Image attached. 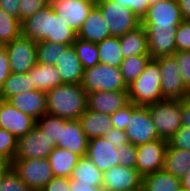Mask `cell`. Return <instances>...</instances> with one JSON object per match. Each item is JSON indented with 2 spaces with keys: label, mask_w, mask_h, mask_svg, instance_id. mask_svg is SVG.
Here are the masks:
<instances>
[{
  "label": "cell",
  "mask_w": 190,
  "mask_h": 191,
  "mask_svg": "<svg viewBox=\"0 0 190 191\" xmlns=\"http://www.w3.org/2000/svg\"><path fill=\"white\" fill-rule=\"evenodd\" d=\"M47 113L78 120L87 109V92L80 84H62L46 93Z\"/></svg>",
  "instance_id": "obj_1"
},
{
  "label": "cell",
  "mask_w": 190,
  "mask_h": 191,
  "mask_svg": "<svg viewBox=\"0 0 190 191\" xmlns=\"http://www.w3.org/2000/svg\"><path fill=\"white\" fill-rule=\"evenodd\" d=\"M129 102L147 106L164 100L161 92V72L156 59H150L142 74L128 85Z\"/></svg>",
  "instance_id": "obj_2"
},
{
  "label": "cell",
  "mask_w": 190,
  "mask_h": 191,
  "mask_svg": "<svg viewBox=\"0 0 190 191\" xmlns=\"http://www.w3.org/2000/svg\"><path fill=\"white\" fill-rule=\"evenodd\" d=\"M80 85L87 93L128 90L120 68L101 63L84 70Z\"/></svg>",
  "instance_id": "obj_3"
},
{
  "label": "cell",
  "mask_w": 190,
  "mask_h": 191,
  "mask_svg": "<svg viewBox=\"0 0 190 191\" xmlns=\"http://www.w3.org/2000/svg\"><path fill=\"white\" fill-rule=\"evenodd\" d=\"M147 107L160 138L169 140L182 126L181 100L164 99Z\"/></svg>",
  "instance_id": "obj_4"
},
{
  "label": "cell",
  "mask_w": 190,
  "mask_h": 191,
  "mask_svg": "<svg viewBox=\"0 0 190 191\" xmlns=\"http://www.w3.org/2000/svg\"><path fill=\"white\" fill-rule=\"evenodd\" d=\"M107 22L110 35L121 37L141 25V20L127 7L110 1H99L96 4Z\"/></svg>",
  "instance_id": "obj_5"
},
{
  "label": "cell",
  "mask_w": 190,
  "mask_h": 191,
  "mask_svg": "<svg viewBox=\"0 0 190 191\" xmlns=\"http://www.w3.org/2000/svg\"><path fill=\"white\" fill-rule=\"evenodd\" d=\"M161 72V92L163 99H187L189 90L184 86L178 62L174 55L156 58Z\"/></svg>",
  "instance_id": "obj_6"
},
{
  "label": "cell",
  "mask_w": 190,
  "mask_h": 191,
  "mask_svg": "<svg viewBox=\"0 0 190 191\" xmlns=\"http://www.w3.org/2000/svg\"><path fill=\"white\" fill-rule=\"evenodd\" d=\"M11 166L32 191H41L54 177L48 158L13 160Z\"/></svg>",
  "instance_id": "obj_7"
},
{
  "label": "cell",
  "mask_w": 190,
  "mask_h": 191,
  "mask_svg": "<svg viewBox=\"0 0 190 191\" xmlns=\"http://www.w3.org/2000/svg\"><path fill=\"white\" fill-rule=\"evenodd\" d=\"M125 132L128 141L135 146L155 139H161L156 131L147 106L133 104V112L128 117Z\"/></svg>",
  "instance_id": "obj_8"
},
{
  "label": "cell",
  "mask_w": 190,
  "mask_h": 191,
  "mask_svg": "<svg viewBox=\"0 0 190 191\" xmlns=\"http://www.w3.org/2000/svg\"><path fill=\"white\" fill-rule=\"evenodd\" d=\"M4 46L12 73H28L37 64V42L21 35Z\"/></svg>",
  "instance_id": "obj_9"
},
{
  "label": "cell",
  "mask_w": 190,
  "mask_h": 191,
  "mask_svg": "<svg viewBox=\"0 0 190 191\" xmlns=\"http://www.w3.org/2000/svg\"><path fill=\"white\" fill-rule=\"evenodd\" d=\"M55 147V141H51L39 127L35 126L26 135L18 138L14 160L48 158Z\"/></svg>",
  "instance_id": "obj_10"
},
{
  "label": "cell",
  "mask_w": 190,
  "mask_h": 191,
  "mask_svg": "<svg viewBox=\"0 0 190 191\" xmlns=\"http://www.w3.org/2000/svg\"><path fill=\"white\" fill-rule=\"evenodd\" d=\"M167 147L168 140L162 138L136 146L135 168L142 177L163 170Z\"/></svg>",
  "instance_id": "obj_11"
},
{
  "label": "cell",
  "mask_w": 190,
  "mask_h": 191,
  "mask_svg": "<svg viewBox=\"0 0 190 191\" xmlns=\"http://www.w3.org/2000/svg\"><path fill=\"white\" fill-rule=\"evenodd\" d=\"M147 33L151 59L176 53V30L178 26H144Z\"/></svg>",
  "instance_id": "obj_12"
},
{
  "label": "cell",
  "mask_w": 190,
  "mask_h": 191,
  "mask_svg": "<svg viewBox=\"0 0 190 191\" xmlns=\"http://www.w3.org/2000/svg\"><path fill=\"white\" fill-rule=\"evenodd\" d=\"M183 21L177 0L151 4L141 20L142 26H178Z\"/></svg>",
  "instance_id": "obj_13"
},
{
  "label": "cell",
  "mask_w": 190,
  "mask_h": 191,
  "mask_svg": "<svg viewBox=\"0 0 190 191\" xmlns=\"http://www.w3.org/2000/svg\"><path fill=\"white\" fill-rule=\"evenodd\" d=\"M141 186L142 176L136 168L117 165L103 173L102 188L105 191H127Z\"/></svg>",
  "instance_id": "obj_14"
},
{
  "label": "cell",
  "mask_w": 190,
  "mask_h": 191,
  "mask_svg": "<svg viewBox=\"0 0 190 191\" xmlns=\"http://www.w3.org/2000/svg\"><path fill=\"white\" fill-rule=\"evenodd\" d=\"M36 126V120L19 111L6 100L0 99V129H5L19 138Z\"/></svg>",
  "instance_id": "obj_15"
},
{
  "label": "cell",
  "mask_w": 190,
  "mask_h": 191,
  "mask_svg": "<svg viewBox=\"0 0 190 191\" xmlns=\"http://www.w3.org/2000/svg\"><path fill=\"white\" fill-rule=\"evenodd\" d=\"M129 103L128 90L87 93V109L111 115Z\"/></svg>",
  "instance_id": "obj_16"
},
{
  "label": "cell",
  "mask_w": 190,
  "mask_h": 191,
  "mask_svg": "<svg viewBox=\"0 0 190 191\" xmlns=\"http://www.w3.org/2000/svg\"><path fill=\"white\" fill-rule=\"evenodd\" d=\"M94 5L86 0H62L54 3L53 8L66 26L78 33Z\"/></svg>",
  "instance_id": "obj_17"
},
{
  "label": "cell",
  "mask_w": 190,
  "mask_h": 191,
  "mask_svg": "<svg viewBox=\"0 0 190 191\" xmlns=\"http://www.w3.org/2000/svg\"><path fill=\"white\" fill-rule=\"evenodd\" d=\"M89 139L86 137L78 120L61 118L60 139L56 147L64 148L80 157L86 156Z\"/></svg>",
  "instance_id": "obj_18"
},
{
  "label": "cell",
  "mask_w": 190,
  "mask_h": 191,
  "mask_svg": "<svg viewBox=\"0 0 190 191\" xmlns=\"http://www.w3.org/2000/svg\"><path fill=\"white\" fill-rule=\"evenodd\" d=\"M86 156L102 173L119 165L116 147L104 137L89 140Z\"/></svg>",
  "instance_id": "obj_19"
},
{
  "label": "cell",
  "mask_w": 190,
  "mask_h": 191,
  "mask_svg": "<svg viewBox=\"0 0 190 191\" xmlns=\"http://www.w3.org/2000/svg\"><path fill=\"white\" fill-rule=\"evenodd\" d=\"M6 101L35 120L47 113L46 93L43 91L30 90L12 95Z\"/></svg>",
  "instance_id": "obj_20"
},
{
  "label": "cell",
  "mask_w": 190,
  "mask_h": 191,
  "mask_svg": "<svg viewBox=\"0 0 190 191\" xmlns=\"http://www.w3.org/2000/svg\"><path fill=\"white\" fill-rule=\"evenodd\" d=\"M55 68L61 76L63 84H80L83 78V66L73 45L61 52Z\"/></svg>",
  "instance_id": "obj_21"
},
{
  "label": "cell",
  "mask_w": 190,
  "mask_h": 191,
  "mask_svg": "<svg viewBox=\"0 0 190 191\" xmlns=\"http://www.w3.org/2000/svg\"><path fill=\"white\" fill-rule=\"evenodd\" d=\"M110 36L107 22L100 8L94 5L78 31L77 38L97 44Z\"/></svg>",
  "instance_id": "obj_22"
},
{
  "label": "cell",
  "mask_w": 190,
  "mask_h": 191,
  "mask_svg": "<svg viewBox=\"0 0 190 191\" xmlns=\"http://www.w3.org/2000/svg\"><path fill=\"white\" fill-rule=\"evenodd\" d=\"M53 5L47 4L36 14L30 16L21 22L22 36L39 42L48 38L49 11Z\"/></svg>",
  "instance_id": "obj_23"
},
{
  "label": "cell",
  "mask_w": 190,
  "mask_h": 191,
  "mask_svg": "<svg viewBox=\"0 0 190 191\" xmlns=\"http://www.w3.org/2000/svg\"><path fill=\"white\" fill-rule=\"evenodd\" d=\"M81 128L86 137L90 140L96 137H103L109 130L113 129L110 115L86 109L78 118Z\"/></svg>",
  "instance_id": "obj_24"
},
{
  "label": "cell",
  "mask_w": 190,
  "mask_h": 191,
  "mask_svg": "<svg viewBox=\"0 0 190 191\" xmlns=\"http://www.w3.org/2000/svg\"><path fill=\"white\" fill-rule=\"evenodd\" d=\"M36 90L47 93L63 84L55 66L38 63L27 73Z\"/></svg>",
  "instance_id": "obj_25"
},
{
  "label": "cell",
  "mask_w": 190,
  "mask_h": 191,
  "mask_svg": "<svg viewBox=\"0 0 190 191\" xmlns=\"http://www.w3.org/2000/svg\"><path fill=\"white\" fill-rule=\"evenodd\" d=\"M119 41L123 58L136 55H150L146 29L142 25L119 37Z\"/></svg>",
  "instance_id": "obj_26"
},
{
  "label": "cell",
  "mask_w": 190,
  "mask_h": 191,
  "mask_svg": "<svg viewBox=\"0 0 190 191\" xmlns=\"http://www.w3.org/2000/svg\"><path fill=\"white\" fill-rule=\"evenodd\" d=\"M80 156L71 151L55 147L49 154L48 161L54 177H70L72 169L76 166Z\"/></svg>",
  "instance_id": "obj_27"
},
{
  "label": "cell",
  "mask_w": 190,
  "mask_h": 191,
  "mask_svg": "<svg viewBox=\"0 0 190 191\" xmlns=\"http://www.w3.org/2000/svg\"><path fill=\"white\" fill-rule=\"evenodd\" d=\"M102 178L103 173L87 156L79 158L69 177L70 180H78V183L90 184L91 187H102Z\"/></svg>",
  "instance_id": "obj_28"
},
{
  "label": "cell",
  "mask_w": 190,
  "mask_h": 191,
  "mask_svg": "<svg viewBox=\"0 0 190 191\" xmlns=\"http://www.w3.org/2000/svg\"><path fill=\"white\" fill-rule=\"evenodd\" d=\"M77 38L75 33L66 23L59 18L54 8L49 11L48 38L45 41L53 43L73 45Z\"/></svg>",
  "instance_id": "obj_29"
},
{
  "label": "cell",
  "mask_w": 190,
  "mask_h": 191,
  "mask_svg": "<svg viewBox=\"0 0 190 191\" xmlns=\"http://www.w3.org/2000/svg\"><path fill=\"white\" fill-rule=\"evenodd\" d=\"M181 186L180 178L164 170L156 171L142 177L144 191H178Z\"/></svg>",
  "instance_id": "obj_30"
},
{
  "label": "cell",
  "mask_w": 190,
  "mask_h": 191,
  "mask_svg": "<svg viewBox=\"0 0 190 191\" xmlns=\"http://www.w3.org/2000/svg\"><path fill=\"white\" fill-rule=\"evenodd\" d=\"M188 169H190V150H182L168 145L163 170L181 179Z\"/></svg>",
  "instance_id": "obj_31"
},
{
  "label": "cell",
  "mask_w": 190,
  "mask_h": 191,
  "mask_svg": "<svg viewBox=\"0 0 190 191\" xmlns=\"http://www.w3.org/2000/svg\"><path fill=\"white\" fill-rule=\"evenodd\" d=\"M99 63L120 68L123 61L119 37L110 36L97 43Z\"/></svg>",
  "instance_id": "obj_32"
},
{
  "label": "cell",
  "mask_w": 190,
  "mask_h": 191,
  "mask_svg": "<svg viewBox=\"0 0 190 191\" xmlns=\"http://www.w3.org/2000/svg\"><path fill=\"white\" fill-rule=\"evenodd\" d=\"M35 89L36 87L32 84V80L27 73L11 72L0 88V99L7 100L12 95L25 93Z\"/></svg>",
  "instance_id": "obj_33"
},
{
  "label": "cell",
  "mask_w": 190,
  "mask_h": 191,
  "mask_svg": "<svg viewBox=\"0 0 190 191\" xmlns=\"http://www.w3.org/2000/svg\"><path fill=\"white\" fill-rule=\"evenodd\" d=\"M22 35L21 21L0 9V46H4Z\"/></svg>",
  "instance_id": "obj_34"
},
{
  "label": "cell",
  "mask_w": 190,
  "mask_h": 191,
  "mask_svg": "<svg viewBox=\"0 0 190 191\" xmlns=\"http://www.w3.org/2000/svg\"><path fill=\"white\" fill-rule=\"evenodd\" d=\"M150 59V55H136L123 59L120 65V71L127 85H130L142 74Z\"/></svg>",
  "instance_id": "obj_35"
},
{
  "label": "cell",
  "mask_w": 190,
  "mask_h": 191,
  "mask_svg": "<svg viewBox=\"0 0 190 191\" xmlns=\"http://www.w3.org/2000/svg\"><path fill=\"white\" fill-rule=\"evenodd\" d=\"M73 46L84 70L99 64L97 44L76 38Z\"/></svg>",
  "instance_id": "obj_36"
},
{
  "label": "cell",
  "mask_w": 190,
  "mask_h": 191,
  "mask_svg": "<svg viewBox=\"0 0 190 191\" xmlns=\"http://www.w3.org/2000/svg\"><path fill=\"white\" fill-rule=\"evenodd\" d=\"M68 45L53 43L50 41L37 42V62L55 66L61 52H64Z\"/></svg>",
  "instance_id": "obj_37"
},
{
  "label": "cell",
  "mask_w": 190,
  "mask_h": 191,
  "mask_svg": "<svg viewBox=\"0 0 190 191\" xmlns=\"http://www.w3.org/2000/svg\"><path fill=\"white\" fill-rule=\"evenodd\" d=\"M36 126L39 127L51 141H55V144L58 142V139H60L61 117L48 113L43 114L36 120Z\"/></svg>",
  "instance_id": "obj_38"
},
{
  "label": "cell",
  "mask_w": 190,
  "mask_h": 191,
  "mask_svg": "<svg viewBox=\"0 0 190 191\" xmlns=\"http://www.w3.org/2000/svg\"><path fill=\"white\" fill-rule=\"evenodd\" d=\"M18 138L5 129H0V159L14 160L17 151Z\"/></svg>",
  "instance_id": "obj_39"
},
{
  "label": "cell",
  "mask_w": 190,
  "mask_h": 191,
  "mask_svg": "<svg viewBox=\"0 0 190 191\" xmlns=\"http://www.w3.org/2000/svg\"><path fill=\"white\" fill-rule=\"evenodd\" d=\"M0 191H32L19 177L12 166L4 174L1 183Z\"/></svg>",
  "instance_id": "obj_40"
},
{
  "label": "cell",
  "mask_w": 190,
  "mask_h": 191,
  "mask_svg": "<svg viewBox=\"0 0 190 191\" xmlns=\"http://www.w3.org/2000/svg\"><path fill=\"white\" fill-rule=\"evenodd\" d=\"M119 165L135 168L137 151L136 146L129 143L119 145L117 148Z\"/></svg>",
  "instance_id": "obj_41"
},
{
  "label": "cell",
  "mask_w": 190,
  "mask_h": 191,
  "mask_svg": "<svg viewBox=\"0 0 190 191\" xmlns=\"http://www.w3.org/2000/svg\"><path fill=\"white\" fill-rule=\"evenodd\" d=\"M176 52L190 51V21H182L176 30Z\"/></svg>",
  "instance_id": "obj_42"
},
{
  "label": "cell",
  "mask_w": 190,
  "mask_h": 191,
  "mask_svg": "<svg viewBox=\"0 0 190 191\" xmlns=\"http://www.w3.org/2000/svg\"><path fill=\"white\" fill-rule=\"evenodd\" d=\"M174 56L178 62L183 84L190 91V51H179Z\"/></svg>",
  "instance_id": "obj_43"
},
{
  "label": "cell",
  "mask_w": 190,
  "mask_h": 191,
  "mask_svg": "<svg viewBox=\"0 0 190 191\" xmlns=\"http://www.w3.org/2000/svg\"><path fill=\"white\" fill-rule=\"evenodd\" d=\"M47 4V0H20L19 20L33 16Z\"/></svg>",
  "instance_id": "obj_44"
},
{
  "label": "cell",
  "mask_w": 190,
  "mask_h": 191,
  "mask_svg": "<svg viewBox=\"0 0 190 191\" xmlns=\"http://www.w3.org/2000/svg\"><path fill=\"white\" fill-rule=\"evenodd\" d=\"M132 112L133 103L129 102L123 108L111 114L110 118L113 128L125 131L127 128L128 117L131 116Z\"/></svg>",
  "instance_id": "obj_45"
},
{
  "label": "cell",
  "mask_w": 190,
  "mask_h": 191,
  "mask_svg": "<svg viewBox=\"0 0 190 191\" xmlns=\"http://www.w3.org/2000/svg\"><path fill=\"white\" fill-rule=\"evenodd\" d=\"M99 1H110V2H116L119 3L120 6H125L128 9H130L139 20H142V18L146 15L149 2L148 0H99Z\"/></svg>",
  "instance_id": "obj_46"
},
{
  "label": "cell",
  "mask_w": 190,
  "mask_h": 191,
  "mask_svg": "<svg viewBox=\"0 0 190 191\" xmlns=\"http://www.w3.org/2000/svg\"><path fill=\"white\" fill-rule=\"evenodd\" d=\"M168 145L182 150H190V128L181 126L168 140Z\"/></svg>",
  "instance_id": "obj_47"
},
{
  "label": "cell",
  "mask_w": 190,
  "mask_h": 191,
  "mask_svg": "<svg viewBox=\"0 0 190 191\" xmlns=\"http://www.w3.org/2000/svg\"><path fill=\"white\" fill-rule=\"evenodd\" d=\"M68 177H53L41 191H70Z\"/></svg>",
  "instance_id": "obj_48"
},
{
  "label": "cell",
  "mask_w": 190,
  "mask_h": 191,
  "mask_svg": "<svg viewBox=\"0 0 190 191\" xmlns=\"http://www.w3.org/2000/svg\"><path fill=\"white\" fill-rule=\"evenodd\" d=\"M11 73L9 56L5 46H0V88Z\"/></svg>",
  "instance_id": "obj_49"
},
{
  "label": "cell",
  "mask_w": 190,
  "mask_h": 191,
  "mask_svg": "<svg viewBox=\"0 0 190 191\" xmlns=\"http://www.w3.org/2000/svg\"><path fill=\"white\" fill-rule=\"evenodd\" d=\"M110 143H112L116 148L119 145L129 143L126 132L119 129H111L103 136Z\"/></svg>",
  "instance_id": "obj_50"
},
{
  "label": "cell",
  "mask_w": 190,
  "mask_h": 191,
  "mask_svg": "<svg viewBox=\"0 0 190 191\" xmlns=\"http://www.w3.org/2000/svg\"><path fill=\"white\" fill-rule=\"evenodd\" d=\"M0 9L19 19L20 0H0Z\"/></svg>",
  "instance_id": "obj_51"
},
{
  "label": "cell",
  "mask_w": 190,
  "mask_h": 191,
  "mask_svg": "<svg viewBox=\"0 0 190 191\" xmlns=\"http://www.w3.org/2000/svg\"><path fill=\"white\" fill-rule=\"evenodd\" d=\"M181 121L182 126L190 128V99L181 100Z\"/></svg>",
  "instance_id": "obj_52"
},
{
  "label": "cell",
  "mask_w": 190,
  "mask_h": 191,
  "mask_svg": "<svg viewBox=\"0 0 190 191\" xmlns=\"http://www.w3.org/2000/svg\"><path fill=\"white\" fill-rule=\"evenodd\" d=\"M70 191H105L102 187H91L90 184L78 183V180H70Z\"/></svg>",
  "instance_id": "obj_53"
},
{
  "label": "cell",
  "mask_w": 190,
  "mask_h": 191,
  "mask_svg": "<svg viewBox=\"0 0 190 191\" xmlns=\"http://www.w3.org/2000/svg\"><path fill=\"white\" fill-rule=\"evenodd\" d=\"M183 21H190V0H177Z\"/></svg>",
  "instance_id": "obj_54"
},
{
  "label": "cell",
  "mask_w": 190,
  "mask_h": 191,
  "mask_svg": "<svg viewBox=\"0 0 190 191\" xmlns=\"http://www.w3.org/2000/svg\"><path fill=\"white\" fill-rule=\"evenodd\" d=\"M10 167H11V163L9 161L0 159V183L4 174Z\"/></svg>",
  "instance_id": "obj_55"
},
{
  "label": "cell",
  "mask_w": 190,
  "mask_h": 191,
  "mask_svg": "<svg viewBox=\"0 0 190 191\" xmlns=\"http://www.w3.org/2000/svg\"><path fill=\"white\" fill-rule=\"evenodd\" d=\"M182 187L190 191V169L187 170L186 174L181 178Z\"/></svg>",
  "instance_id": "obj_56"
},
{
  "label": "cell",
  "mask_w": 190,
  "mask_h": 191,
  "mask_svg": "<svg viewBox=\"0 0 190 191\" xmlns=\"http://www.w3.org/2000/svg\"><path fill=\"white\" fill-rule=\"evenodd\" d=\"M59 1H62V0H47L48 4H51V5Z\"/></svg>",
  "instance_id": "obj_57"
},
{
  "label": "cell",
  "mask_w": 190,
  "mask_h": 191,
  "mask_svg": "<svg viewBox=\"0 0 190 191\" xmlns=\"http://www.w3.org/2000/svg\"><path fill=\"white\" fill-rule=\"evenodd\" d=\"M159 1H164V0H148L149 5L154 4V3H157V2H159Z\"/></svg>",
  "instance_id": "obj_58"
},
{
  "label": "cell",
  "mask_w": 190,
  "mask_h": 191,
  "mask_svg": "<svg viewBox=\"0 0 190 191\" xmlns=\"http://www.w3.org/2000/svg\"><path fill=\"white\" fill-rule=\"evenodd\" d=\"M127 191H144V190H143V187L141 186L140 188L127 190Z\"/></svg>",
  "instance_id": "obj_59"
},
{
  "label": "cell",
  "mask_w": 190,
  "mask_h": 191,
  "mask_svg": "<svg viewBox=\"0 0 190 191\" xmlns=\"http://www.w3.org/2000/svg\"><path fill=\"white\" fill-rule=\"evenodd\" d=\"M86 1L91 2V3L95 4V5L99 2V0H86Z\"/></svg>",
  "instance_id": "obj_60"
},
{
  "label": "cell",
  "mask_w": 190,
  "mask_h": 191,
  "mask_svg": "<svg viewBox=\"0 0 190 191\" xmlns=\"http://www.w3.org/2000/svg\"><path fill=\"white\" fill-rule=\"evenodd\" d=\"M178 191H189V190L181 186Z\"/></svg>",
  "instance_id": "obj_61"
}]
</instances>
